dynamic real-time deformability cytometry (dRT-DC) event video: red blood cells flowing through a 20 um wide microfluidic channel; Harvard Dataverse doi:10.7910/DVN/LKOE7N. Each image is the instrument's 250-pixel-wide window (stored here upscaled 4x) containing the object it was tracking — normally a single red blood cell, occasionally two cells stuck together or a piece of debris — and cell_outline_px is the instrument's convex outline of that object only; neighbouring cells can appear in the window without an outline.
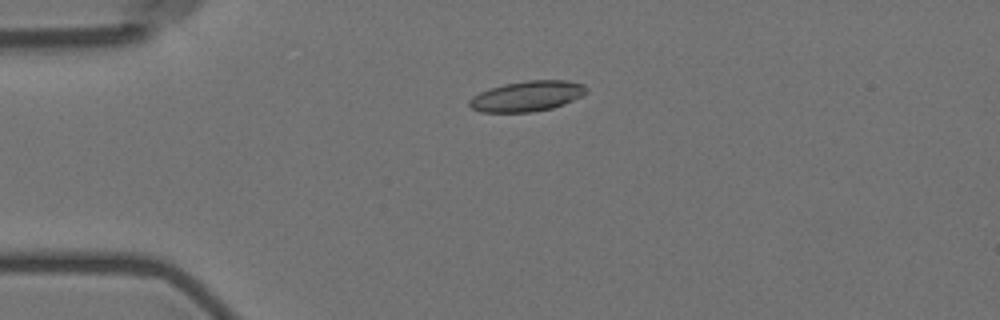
{"species": "Egyptian fruit bat (a non-hibernating species)", "species_latin": "Rousettus aegyptiacus", "temperature_condition": "room temperature", "stored_images_in_passage": 5, "camera_frame_rate_fps": 3000, "um_per_image_px": 0.085, "animal": {"sex": "female"}, "frame": {"image": 1, "passage_image": 4, "time_ms": 3.667, "image_size_px": [1000, 320], "cell_outline_px": [[588, 92], [564, 104], [552, 108], [532, 112], [480, 112], [472, 108], [468, 104], [468, 100], [472, 96], [480, 92], [504, 84], [528, 80], [568, 80], [584, 84], [588, 88]], "centroid_in_image_um": [44.81, 8.17], "position_along_channel_um": 40.2, "area_um2": 20.75}}